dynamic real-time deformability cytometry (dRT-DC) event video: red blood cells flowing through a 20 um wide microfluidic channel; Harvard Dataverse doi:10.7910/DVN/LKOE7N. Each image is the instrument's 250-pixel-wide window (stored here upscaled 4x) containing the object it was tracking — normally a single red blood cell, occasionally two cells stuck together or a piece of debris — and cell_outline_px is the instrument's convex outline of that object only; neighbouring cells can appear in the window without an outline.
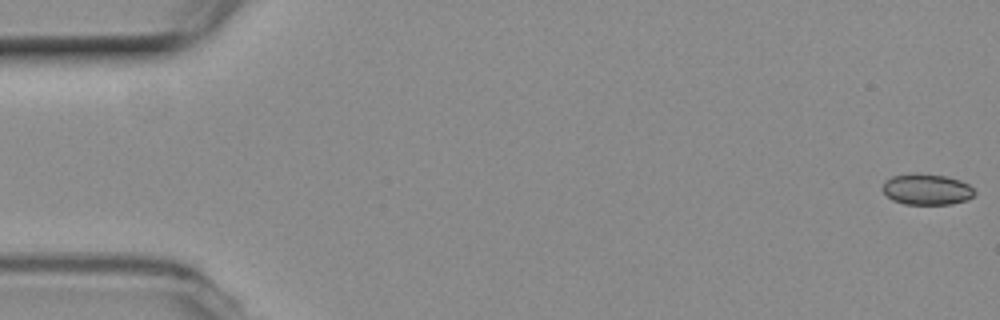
{"species": "common noctule bat (a hibernating species)", "species_latin": "Nyctalus noctula", "temperature_condition": "room temperature", "stored_images_in_passage": 55, "camera_frame_rate_fps": 3000, "um_per_image_px": 0.085, "animal": {"sex": "female", "body_mass_g": 19.3, "forearm_length_mm": 54.1}, "frame": {"image": 1, "passage_image": 1, "time_ms": 0.0, "image_size_px": [1000, 320], "cell_outline_px": [[976, 192], [968, 200], [952, 204], [904, 204], [892, 200], [880, 188], [884, 180], [892, 176], [948, 176], [960, 180], [968, 184]], "centroid_in_image_um": [78.78, 16.14], "position_along_channel_um": 6.2, "area_um2": 16.13}}
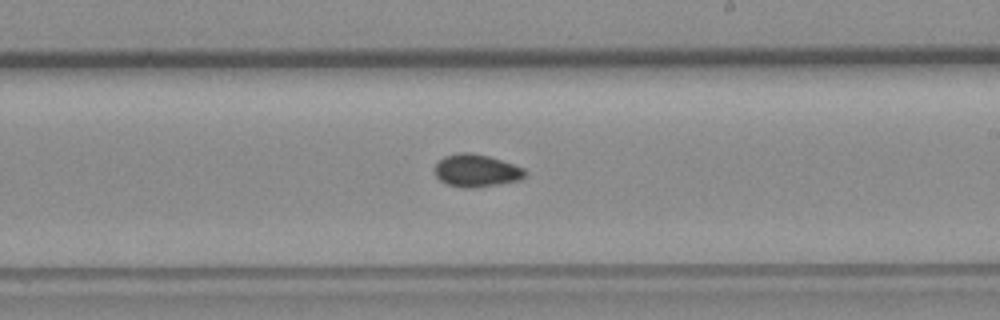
{"frame": {"image": 2, "passage_image": 32, "time_ms": 10.333, "image_size_px": [1000, 320], "cell_outline_px": [[524, 176], [520, 180], [472, 188], [464, 188], [448, 184], [440, 180], [436, 176], [436, 164], [444, 156], [460, 152], [468, 152], [488, 156], [524, 168]], "centroid_in_image_um": [40.47, 14.5], "position_along_channel_um": 248.5, "area_um2": 16.76}}
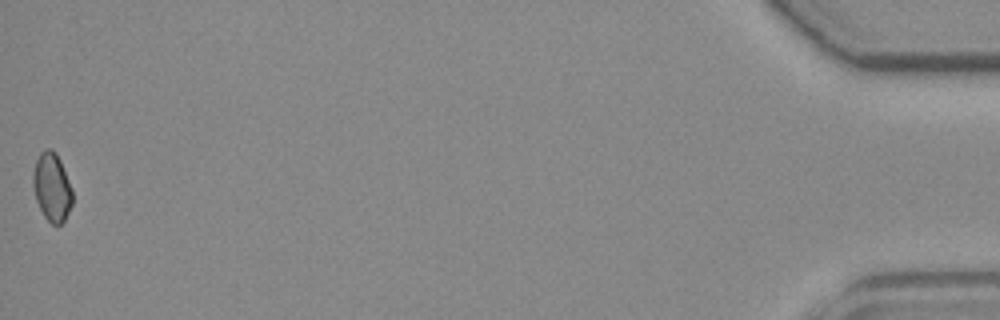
{"frame": {"image": 3, "passage_image": 55, "time_ms": 18.0, "image_size_px": [1000, 320], "cell_outline_px": [[72, 204], [64, 220], [60, 224], [52, 224], [44, 216], [36, 200], [32, 184], [32, 172], [36, 160], [40, 152], [48, 148], [52, 148], [56, 152], [60, 160], [72, 188]], "centroid_in_image_um": [4.4, 15.87], "position_along_channel_um": 430.8, "area_um2": 15.72}}